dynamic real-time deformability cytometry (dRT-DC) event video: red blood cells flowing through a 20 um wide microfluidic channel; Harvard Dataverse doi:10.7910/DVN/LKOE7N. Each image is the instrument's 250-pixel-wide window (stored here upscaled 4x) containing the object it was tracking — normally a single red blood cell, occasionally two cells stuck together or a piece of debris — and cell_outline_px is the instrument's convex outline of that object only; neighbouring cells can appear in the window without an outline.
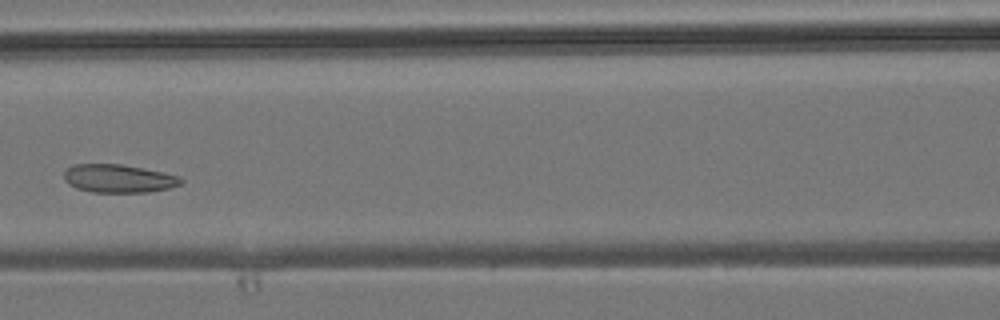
{"species": "common noctule bat (a hibernating species)", "species_latin": "Nyctalus noctula", "temperature_condition": "room temperature", "stored_images_in_passage": 4, "camera_frame_rate_fps": 3000, "um_per_image_px": 0.085, "animal": {"sex": "male", "body_mass_g": 19.2, "forearm_length_mm": 51.8}, "frame": {"image": 1, "passage_image": 4, "time_ms": 3.333, "image_size_px": [1000, 320], "cell_outline_px": [[184, 180], [180, 184], [168, 188], [148, 192], [92, 192], [76, 188], [68, 184], [64, 180], [64, 172], [68, 168], [76, 164], [120, 164], [144, 168], [164, 172], [180, 176]], "centroid_in_image_um": [10.08, 15.17], "position_along_channel_um": 156.5, "area_um2": 19.25}}